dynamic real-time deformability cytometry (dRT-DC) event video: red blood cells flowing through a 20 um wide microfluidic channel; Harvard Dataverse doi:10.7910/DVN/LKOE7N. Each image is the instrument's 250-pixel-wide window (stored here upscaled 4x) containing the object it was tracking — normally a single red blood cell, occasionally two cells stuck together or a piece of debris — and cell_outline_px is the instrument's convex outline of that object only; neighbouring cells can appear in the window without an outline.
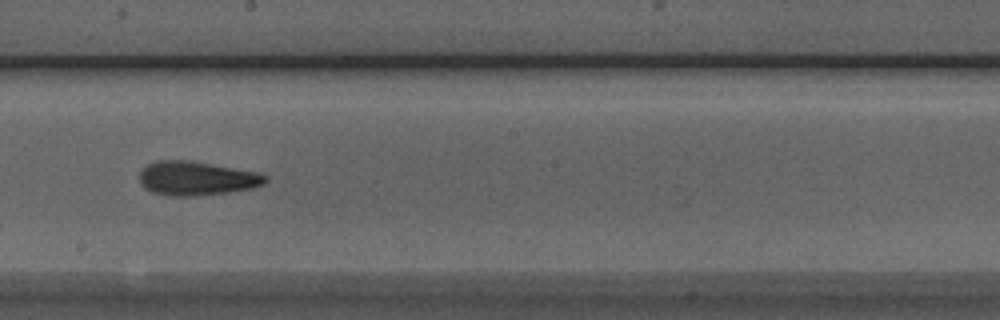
{"species": "Egyptian fruit bat (a non-hibernating species)", "species_latin": "Rousettus aegyptiacus", "temperature_condition": "room temperature", "stored_images_in_passage": 39, "camera_frame_rate_fps": 3000, "um_per_image_px": 0.085, "animal": {"sex": "male"}, "frame": {"image": 1, "passage_image": 27, "time_ms": 8.667, "image_size_px": [1000, 320], "cell_outline_px": [[268, 180], [264, 184], [252, 188], [228, 192], [192, 196], [172, 196], [152, 192], [144, 188], [140, 184], [140, 172], [148, 164], [156, 160], [192, 160], [256, 172], [268, 176]], "centroid_in_image_um": [16.7, 15.15], "position_along_channel_um": 231.5, "area_um2": 24.97}}
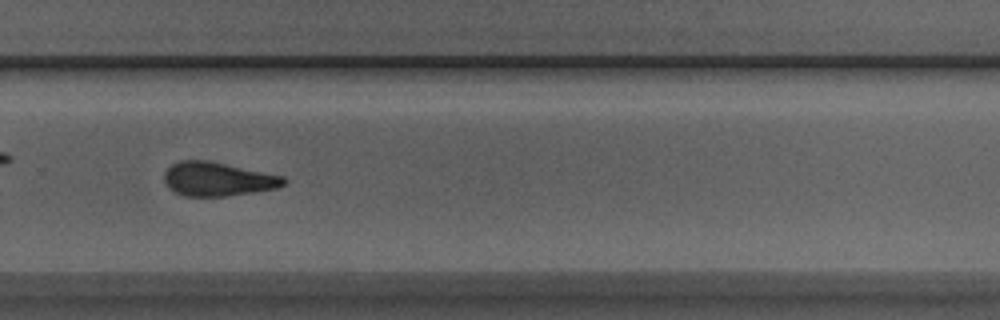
{"frame": {"image": 2, "passage_image": 33, "time_ms": 10.667, "image_size_px": [1000, 320], "cell_outline_px": [[288, 180], [284, 184], [276, 188], [252, 192], [224, 196], [184, 196], [168, 188], [164, 180], [164, 172], [172, 164], [180, 160], [208, 160], [284, 176]], "centroid_in_image_um": [18.49, 15.21], "position_along_channel_um": 311.3, "area_um2": 23.52}, "authors_computed_cell_mechanics": {"area_um2": 24.0448, "velocity_mm_per_s": 3.9995, "shape_relaxation_time_tau1_ms": 4.0239, "shape_relaxation_time_tau2_ms": 2.8008, "deformation_change_tau1": 0.1329, "deformation_change_tau2": 0.0979}}